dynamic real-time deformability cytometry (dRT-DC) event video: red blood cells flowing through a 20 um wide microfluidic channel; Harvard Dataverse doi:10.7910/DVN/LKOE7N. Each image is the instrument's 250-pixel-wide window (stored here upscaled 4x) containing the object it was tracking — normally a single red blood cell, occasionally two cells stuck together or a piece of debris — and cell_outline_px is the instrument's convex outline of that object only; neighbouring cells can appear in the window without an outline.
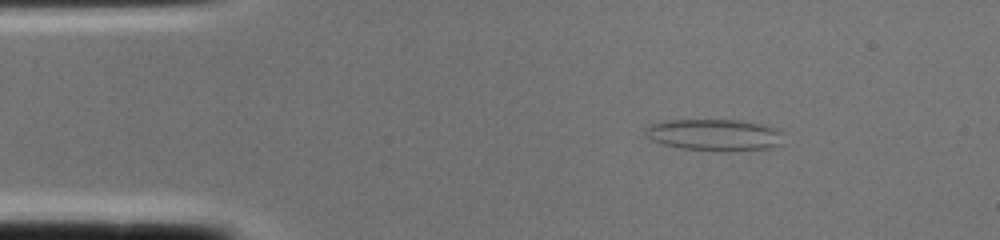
{"species": "common noctule bat (a hibernating species)", "species_latin": "Nyctalus noctula", "temperature_condition": "cold", "stored_images_in_passage": 3, "segment_of_instrument_passage": [2, 2], "camera_frame_rate_fps": 3000, "um_per_image_px": 0.085, "animal": {"sex": "female", "body_mass_g": 22.0, "forearm_length_mm": 56.7}, "frame": {"image": 1, "passage_image": 3, "time_ms": 0.667, "image_size_px": [1000, 240], "cell_outline_px": [[784, 132], [780, 144], [768, 148], [732, 152], [680, 148], [664, 144], [652, 140], [644, 136], [644, 128], [648, 124], [668, 120], [736, 120], [760, 124], [776, 128]], "centroid_in_image_um": [60.7, 11.47], "position_along_channel_um": 24.3, "area_um2": 25.72}}